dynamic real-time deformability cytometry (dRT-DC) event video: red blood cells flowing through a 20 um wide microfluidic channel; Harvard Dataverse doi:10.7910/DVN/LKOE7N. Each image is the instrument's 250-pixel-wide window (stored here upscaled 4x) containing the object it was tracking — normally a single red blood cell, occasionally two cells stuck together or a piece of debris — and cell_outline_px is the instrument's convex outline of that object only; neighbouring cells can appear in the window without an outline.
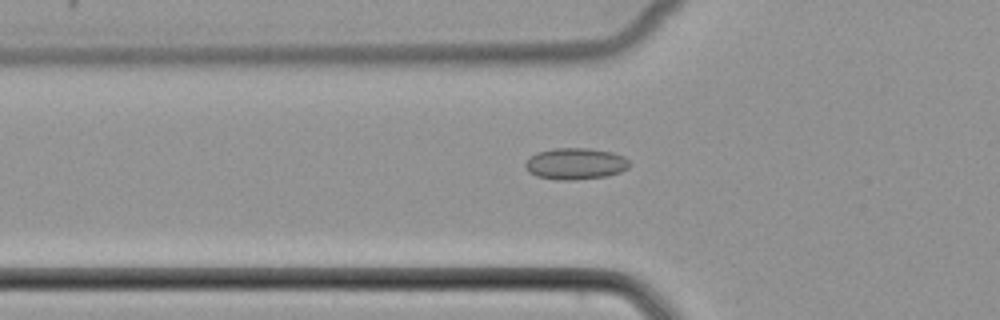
{"species": "common noctule bat (a hibernating species)", "species_latin": "Nyctalus noctula", "temperature_condition": "cold", "stored_images_in_passage": 52, "camera_frame_rate_fps": 3000, "um_per_image_px": 0.085, "animal": {"sex": "female", "body_mass_g": 22.7, "forearm_length_mm": 54.2}, "frame": {"image": 1, "passage_image": 19, "time_ms": 6.0, "image_size_px": [1000, 320], "cell_outline_px": [[628, 168], [620, 172], [608, 176], [572, 180], [556, 180], [536, 176], [528, 172], [524, 164], [536, 152], [552, 148], [592, 148], [612, 152], [624, 156], [628, 160]], "centroid_in_image_um": [48.91, 13.91], "position_along_channel_um": 76.9, "area_um2": 19.25}}
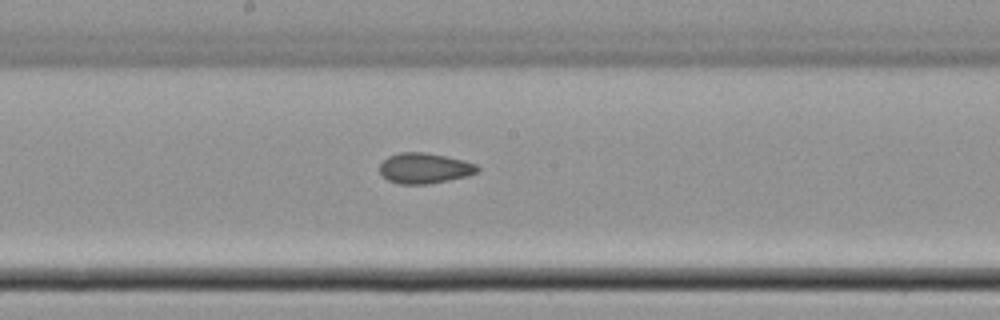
{"frame": {"image": 2, "passage_image": 29, "time_ms": 9.333, "image_size_px": [1000, 320], "cell_outline_px": [[480, 168], [476, 172], [468, 176], [428, 184], [400, 184], [388, 180], [380, 172], [380, 164], [388, 156], [400, 152], [424, 152], [464, 160], [476, 164]], "centroid_in_image_um": [36.09, 14.3], "position_along_channel_um": 212.1, "area_um2": 17.28}}
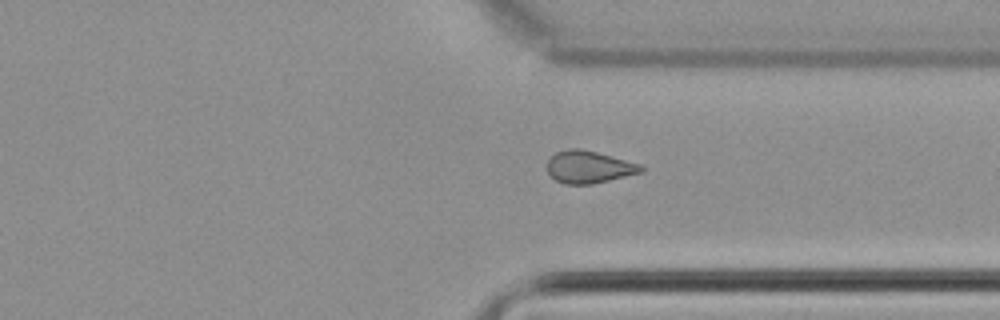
{"frame": {"image": 3, "passage_image": 40, "time_ms": 13.0, "image_size_px": [1000, 320], "cell_outline_px": [[644, 172], [592, 184], [564, 184], [556, 180], [548, 172], [548, 160], [556, 152], [568, 148], [580, 148], [596, 152], [640, 164], [644, 168]], "centroid_in_image_um": [50.06, 14.19], "position_along_channel_um": 361.3, "area_um2": 17.57}}